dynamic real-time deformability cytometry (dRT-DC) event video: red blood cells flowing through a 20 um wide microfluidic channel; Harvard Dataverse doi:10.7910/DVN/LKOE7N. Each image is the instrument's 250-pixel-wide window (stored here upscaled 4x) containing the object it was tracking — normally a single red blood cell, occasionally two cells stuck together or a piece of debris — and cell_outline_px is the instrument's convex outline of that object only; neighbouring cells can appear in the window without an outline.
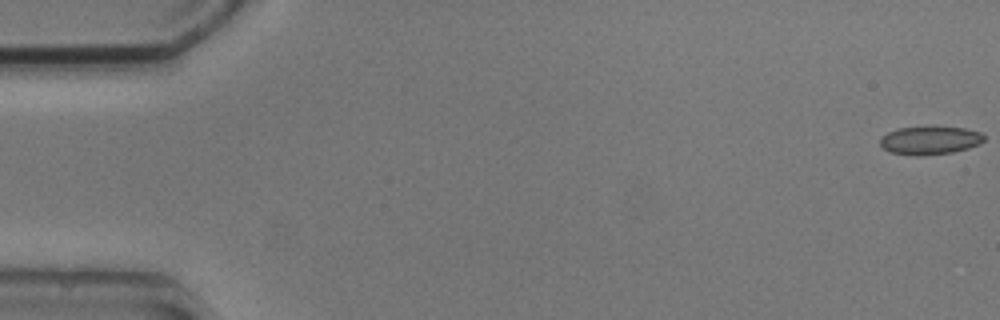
{"species": "common noctule bat (a hibernating species)", "species_latin": "Nyctalus noctula", "temperature_condition": "cold", "stored_images_in_passage": 7, "camera_frame_rate_fps": 3000, "um_per_image_px": 0.085, "animal": {"sex": "male", "body_mass_g": 20.5, "forearm_length_mm": 52.5}, "frame": {"image": 1, "passage_image": 1, "time_ms": 0.0, "image_size_px": [1000, 320], "cell_outline_px": [[984, 140], [980, 144], [968, 148], [952, 152], [916, 156], [892, 152], [884, 148], [880, 144], [880, 140], [888, 132], [900, 128], [964, 128], [980, 132], [984, 136]], "centroid_in_image_um": [79.07, 11.95], "position_along_channel_um": 5.9, "area_um2": 16.53}}
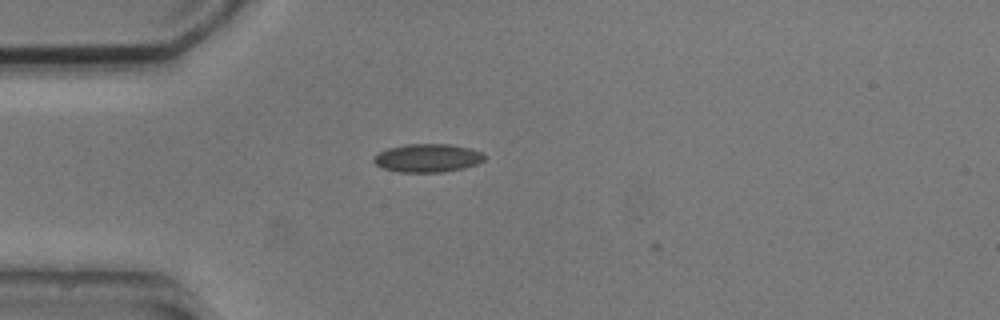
{"frame": {"image": 2, "passage_image": 5, "time_ms": 4.667, "image_size_px": [1000, 320], "cell_outline_px": [[484, 160], [476, 164], [464, 168], [444, 172], [400, 172], [380, 168], [372, 160], [380, 152], [388, 148], [404, 144], [448, 144], [468, 148], [484, 152]], "centroid_in_image_um": [36.34, 13.43], "position_along_channel_um": 48.7, "area_um2": 18.26}}